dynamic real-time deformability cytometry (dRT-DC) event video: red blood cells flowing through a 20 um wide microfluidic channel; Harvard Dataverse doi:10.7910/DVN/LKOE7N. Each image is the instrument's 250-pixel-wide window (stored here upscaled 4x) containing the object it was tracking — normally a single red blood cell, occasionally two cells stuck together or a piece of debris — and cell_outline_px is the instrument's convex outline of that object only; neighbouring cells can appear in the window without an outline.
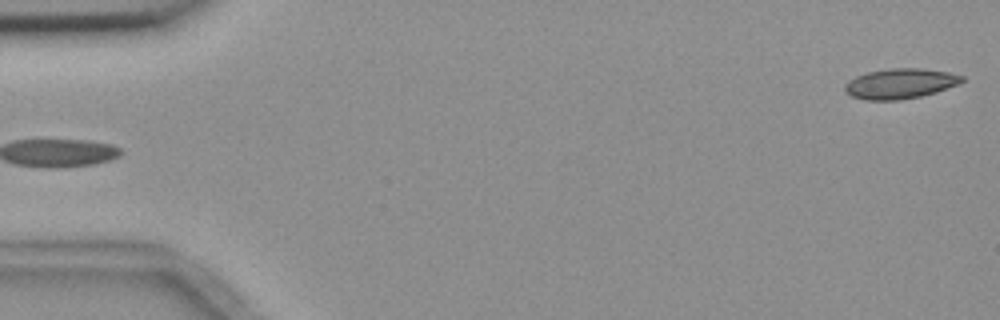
{"species": "common noctule bat (a hibernating species)", "species_latin": "Nyctalus noctula", "temperature_condition": "room temperature", "stored_images_in_passage": 6, "segment_of_instrument_passage": [2, 2], "camera_frame_rate_fps": 3000, "um_per_image_px": 0.085, "animal": {"sex": "female", "body_mass_g": 18.4}, "frame": {"image": 1, "passage_image": 6, "time_ms": 5.667, "image_size_px": [1000, 320], "cell_outline_px": [[964, 80], [960, 84], [936, 92], [920, 96], [900, 100], [864, 100], [852, 96], [844, 92], [844, 84], [848, 80], [856, 76], [868, 72], [888, 68], [924, 68], [948, 72], [964, 76]], "centroid_in_image_um": [76.51, 7.1], "position_along_channel_um": 8.5, "area_um2": 20.81}}